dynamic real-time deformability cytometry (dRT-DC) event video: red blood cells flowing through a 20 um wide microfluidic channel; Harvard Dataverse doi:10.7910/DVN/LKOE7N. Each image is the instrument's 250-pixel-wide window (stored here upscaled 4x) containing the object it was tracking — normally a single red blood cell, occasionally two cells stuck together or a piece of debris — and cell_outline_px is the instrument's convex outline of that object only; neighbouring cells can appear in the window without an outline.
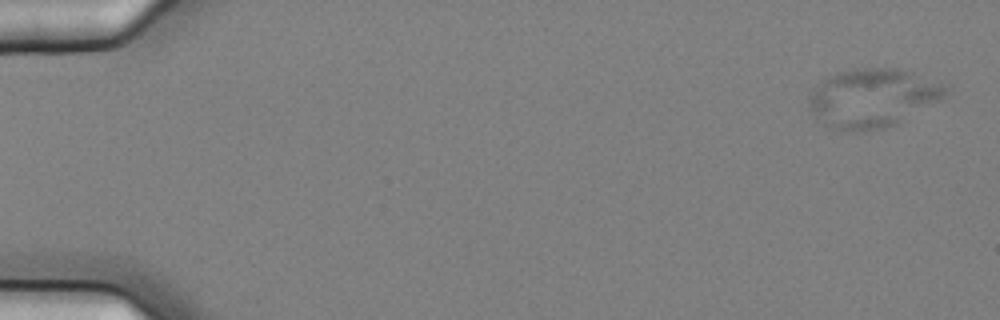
{"species": "common noctule bat (a hibernating species)", "species_latin": "Nyctalus noctula", "temperature_condition": "cold", "stored_images_in_passage": 10, "camera_frame_rate_fps": 3000, "um_per_image_px": 0.085, "animal": {"sex": "female", "body_mass_g": 25.1}, "frame": {"image": 1, "passage_image": 1, "time_ms": 0.0, "image_size_px": [1000, 320], "cell_outline_px": [[952, 88], [940, 96], [896, 124], [884, 128], [864, 132], [848, 132], [832, 128], [816, 120], [808, 104], [808, 96], [812, 88], [828, 76], [836, 72], [856, 68], [900, 68], [912, 72]], "centroid_in_image_um": [74.04, 8.33], "position_along_channel_um": 11.0, "area_um2": 46.41}}
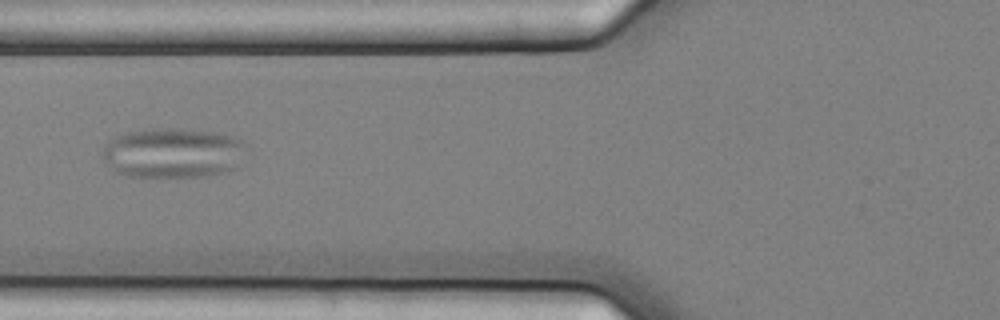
{"frame": {"image": 2, "passage_image": 7, "time_ms": 2.0, "image_size_px": [1000, 320], "cell_outline_px": [[244, 144], [232, 168], [228, 172], [208, 176], [128, 176], [116, 172], [104, 160], [104, 148], [108, 140], [116, 136], [128, 132], [164, 128], [172, 128], [212, 132], [236, 136]], "centroid_in_image_um": [14.64, 12.99], "position_along_channel_um": 111.2, "area_um2": 40.92}}
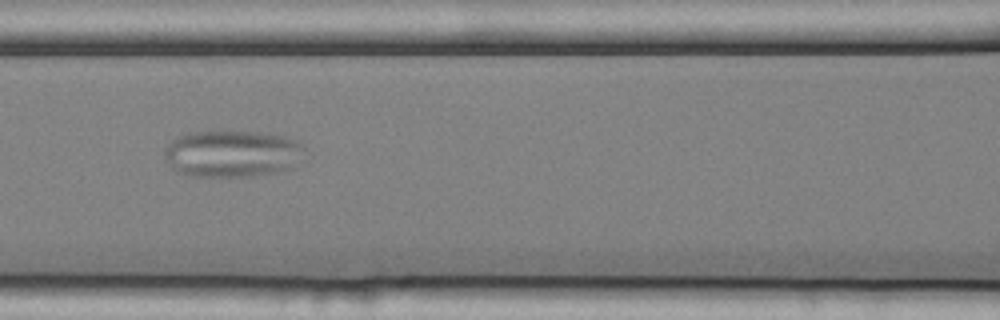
{"frame": {"image": 3, "passage_image": 8, "time_ms": 2.333, "image_size_px": [1000, 320], "cell_outline_px": [[304, 148], [288, 168], [276, 172], [252, 176], [188, 176], [176, 172], [172, 168], [164, 156], [164, 152], [168, 144], [176, 136], [188, 132], [260, 132], [284, 136], [300, 140]], "centroid_in_image_um": [19.66, 13.05], "position_along_channel_um": 146.9, "area_um2": 37.92}}